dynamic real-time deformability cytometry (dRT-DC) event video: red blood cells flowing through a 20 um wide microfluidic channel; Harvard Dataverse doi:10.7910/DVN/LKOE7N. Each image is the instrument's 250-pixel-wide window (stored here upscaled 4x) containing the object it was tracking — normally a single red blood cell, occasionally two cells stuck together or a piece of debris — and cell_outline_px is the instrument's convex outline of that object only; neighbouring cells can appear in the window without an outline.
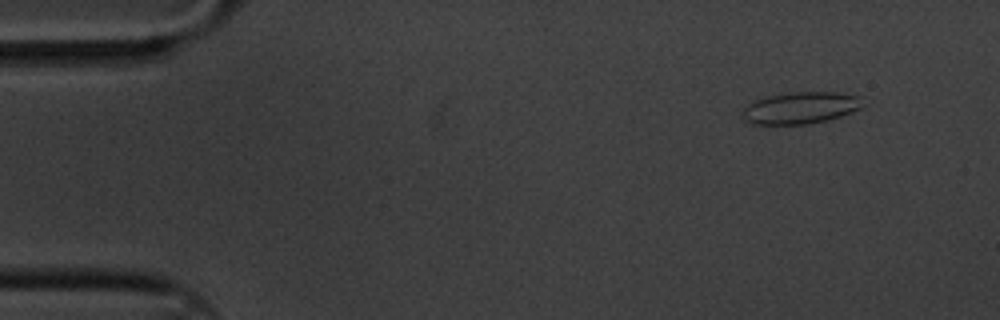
{"species": "common noctule bat (a hibernating species)", "species_latin": "Nyctalus noctula", "temperature_condition": "cold", "stored_images_in_passage": 10, "camera_frame_rate_fps": 3000, "um_per_image_px": 0.085, "animal": {"sex": "male", "body_mass_g": 20.1, "forearm_length_mm": 53.5}, "frame": {"image": 1, "passage_image": 2, "time_ms": 0.333, "image_size_px": [1000, 320], "cell_outline_px": [[860, 108], [840, 116], [828, 120], [808, 124], [752, 124], [744, 120], [744, 108], [756, 96], [796, 92], [836, 92], [860, 96]], "centroid_in_image_um": [67.97, 9.15], "position_along_channel_um": 17.0, "area_um2": 22.37}}
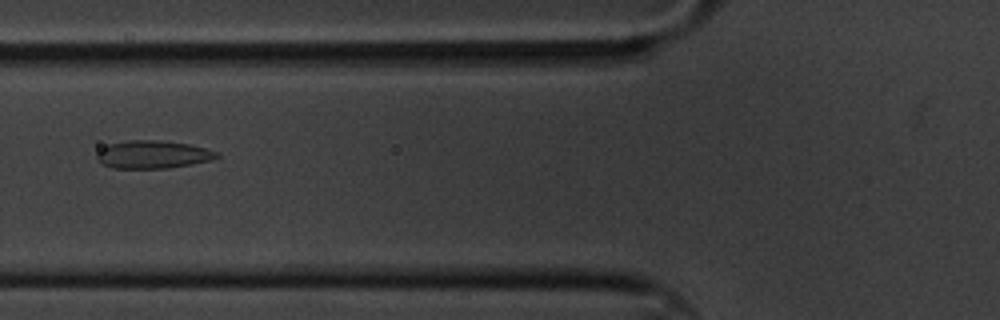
{"frame": {"image": 2, "passage_image": 7, "time_ms": 2.0, "image_size_px": [1000, 320], "cell_outline_px": [[220, 156], [212, 160], [168, 168], [112, 168], [104, 164], [96, 156], [96, 152], [108, 144], [128, 140], [160, 140], [188, 144], [204, 148], [216, 152]], "centroid_in_image_um": [12.97, 13.13], "position_along_channel_um": 112.8, "area_um2": 19.31}}
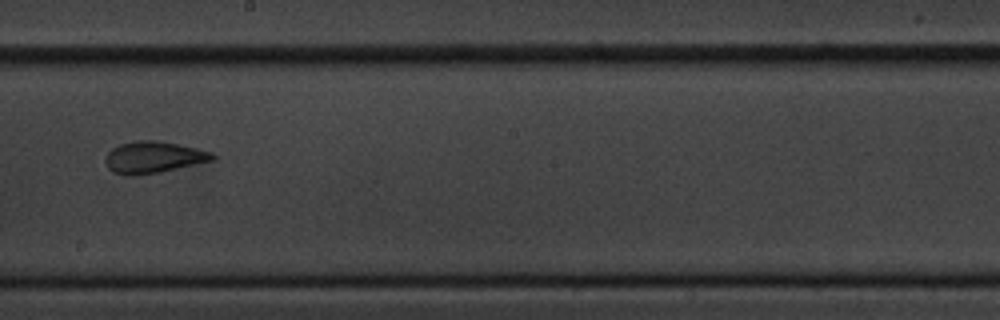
{"frame": {"image": 3, "passage_image": 10, "time_ms": 3.0, "image_size_px": [1000, 320], "cell_outline_px": [[216, 156], [212, 160], [160, 172], [132, 176], [124, 176], [112, 172], [108, 168], [104, 160], [108, 152], [112, 148], [120, 144], [136, 140], [156, 140], [196, 148], [212, 152]], "centroid_in_image_um": [12.98, 13.37], "position_along_channel_um": 235.2, "area_um2": 19.71}}